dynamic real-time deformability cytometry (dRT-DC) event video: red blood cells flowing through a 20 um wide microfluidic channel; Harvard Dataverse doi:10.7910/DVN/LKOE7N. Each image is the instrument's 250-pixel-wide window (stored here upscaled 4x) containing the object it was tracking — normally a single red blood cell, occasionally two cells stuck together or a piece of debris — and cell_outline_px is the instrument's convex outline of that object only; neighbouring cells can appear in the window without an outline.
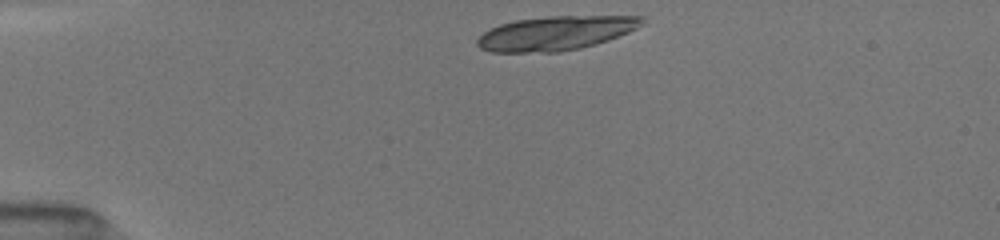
{"species": "common noctule bat (a hibernating species)", "species_latin": "Nyctalus noctula", "temperature_condition": "room temperature", "stored_images_in_passage": 36, "camera_frame_rate_fps": 3000, "um_per_image_px": 0.085, "animal": {"sex": "female", "body_mass_g": 19.5, "forearm_length_mm": 54.1}, "frame": {"image": 1, "passage_image": 1, "time_ms": 0.0, "image_size_px": [1000, 240], "cell_outline_px": [[644, 24], [628, 32], [608, 40], [596, 44], [580, 48], [560, 52], [492, 52], [480, 48], [476, 44], [476, 40], [484, 32], [500, 24], [516, 20], [548, 16], [644, 16]], "centroid_in_image_um": [47.23, 2.82], "position_along_channel_um": 37.8, "area_um2": 32.71}}
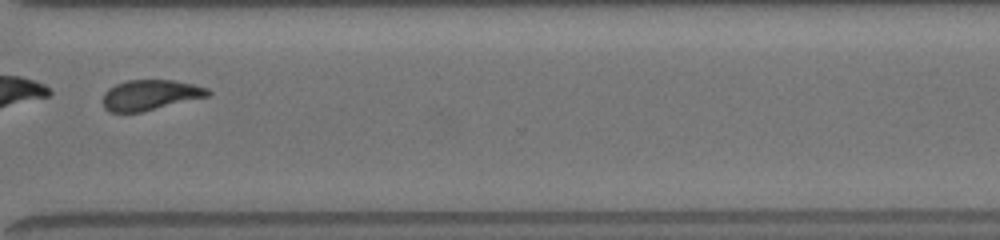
{"frame": {"image": 2, "passage_image": 35, "time_ms": 9.333, "image_size_px": [1000, 240], "cell_outline_px": [[212, 92], [208, 96], [140, 112], [108, 112], [104, 108], [100, 100], [104, 92], [108, 88], [116, 84], [128, 80], [176, 80], [208, 88]], "centroid_in_image_um": [12.71, 8.07], "position_along_channel_um": 357.9, "area_um2": 18.67}}